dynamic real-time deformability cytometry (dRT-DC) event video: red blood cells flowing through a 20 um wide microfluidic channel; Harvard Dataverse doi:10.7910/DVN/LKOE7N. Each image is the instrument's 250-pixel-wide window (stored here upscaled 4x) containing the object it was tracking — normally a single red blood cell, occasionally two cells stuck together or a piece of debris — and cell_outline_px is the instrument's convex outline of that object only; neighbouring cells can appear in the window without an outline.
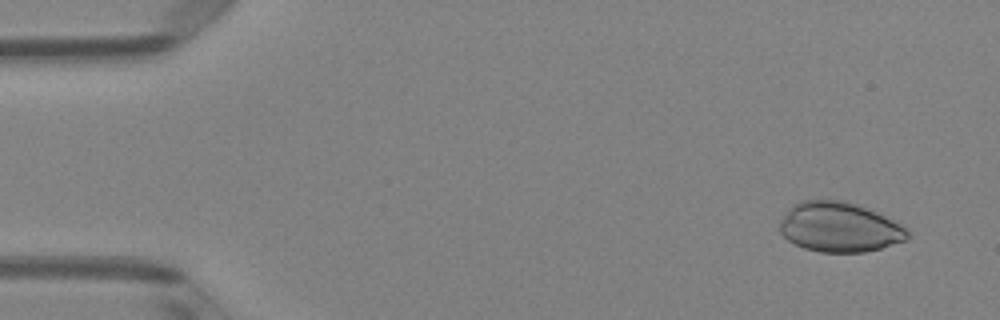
{"species": "Egyptian fruit bat (a non-hibernating species)", "species_latin": "Rousettus aegyptiacus", "temperature_condition": "room temperature", "stored_images_in_passage": 50, "camera_frame_rate_fps": 3000, "um_per_image_px": 0.085, "animal": {"sex": "female"}, "frame": {"image": 1, "passage_image": 3, "time_ms": 0.667, "image_size_px": [1000, 320], "cell_outline_px": [[908, 240], [880, 248], [864, 252], [820, 252], [804, 248], [788, 240], [780, 232], [780, 220], [788, 208], [792, 204], [804, 200], [844, 200], [856, 204], [876, 212], [908, 228]], "centroid_in_image_um": [71.34, 19.3], "position_along_channel_um": 13.7, "area_um2": 37.05}}